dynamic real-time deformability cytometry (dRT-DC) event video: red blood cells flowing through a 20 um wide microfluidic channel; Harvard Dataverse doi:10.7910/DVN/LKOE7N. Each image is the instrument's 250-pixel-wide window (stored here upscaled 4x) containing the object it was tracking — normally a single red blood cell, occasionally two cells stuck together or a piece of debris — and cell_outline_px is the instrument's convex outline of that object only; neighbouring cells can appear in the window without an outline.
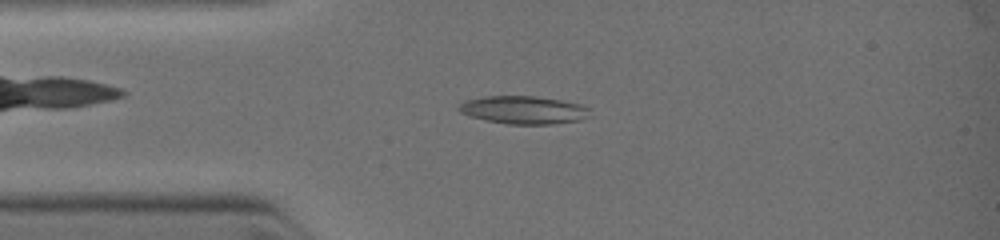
{"species": "common noctule bat (a hibernating species)", "species_latin": "Nyctalus noctula", "temperature_condition": "warm", "stored_images_in_passage": 8, "camera_frame_rate_fps": 3000, "um_per_image_px": 0.085, "animal": {"sex": "female", "body_mass_g": 19.0, "forearm_length_mm": 51.5}, "frame": {"image": 1, "passage_image": 5, "time_ms": 2.333, "image_size_px": [1000, 240], "cell_outline_px": [[592, 108], [580, 120], [552, 124], [508, 124], [488, 120], [472, 116], [460, 112], [456, 108], [464, 100], [484, 96], [536, 96], [560, 100], [580, 104]], "centroid_in_image_um": [44.48, 9.33], "position_along_channel_um": 40.5, "area_um2": 21.15}}